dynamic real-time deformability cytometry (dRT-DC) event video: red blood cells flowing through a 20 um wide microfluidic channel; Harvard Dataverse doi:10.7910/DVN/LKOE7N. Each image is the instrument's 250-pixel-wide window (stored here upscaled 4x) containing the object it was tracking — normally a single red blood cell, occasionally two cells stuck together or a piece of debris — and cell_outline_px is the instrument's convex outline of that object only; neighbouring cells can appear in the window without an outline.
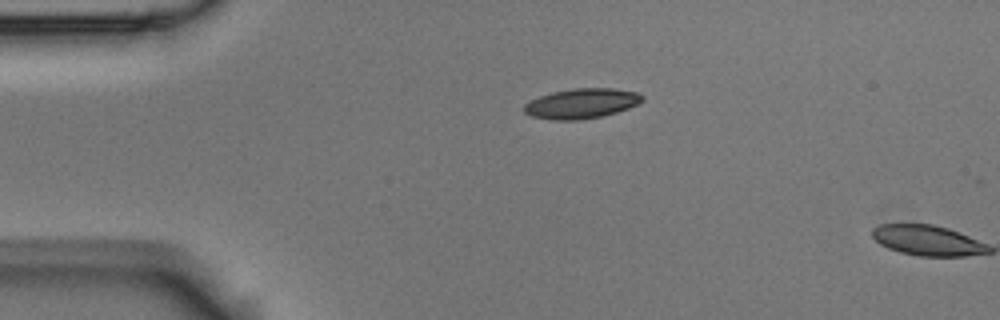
{"species": "Egyptian fruit bat (a non-hibernating species)", "species_latin": "Rousettus aegyptiacus", "temperature_condition": "room temperature", "stored_images_in_passage": 2, "camera_frame_rate_fps": 3000, "um_per_image_px": 0.085, "animal": {"sex": "male"}, "frame": {"image": 1, "passage_image": 1, "time_ms": 0.0, "image_size_px": [1000, 320], "cell_outline_px": [[644, 100], [628, 108], [604, 116], [576, 120], [552, 120], [532, 116], [524, 112], [524, 104], [540, 96], [552, 92], [572, 88], [612, 88], [636, 92], [644, 96]], "centroid_in_image_um": [49.43, 8.79], "position_along_channel_um": 35.6, "area_um2": 20.58}}